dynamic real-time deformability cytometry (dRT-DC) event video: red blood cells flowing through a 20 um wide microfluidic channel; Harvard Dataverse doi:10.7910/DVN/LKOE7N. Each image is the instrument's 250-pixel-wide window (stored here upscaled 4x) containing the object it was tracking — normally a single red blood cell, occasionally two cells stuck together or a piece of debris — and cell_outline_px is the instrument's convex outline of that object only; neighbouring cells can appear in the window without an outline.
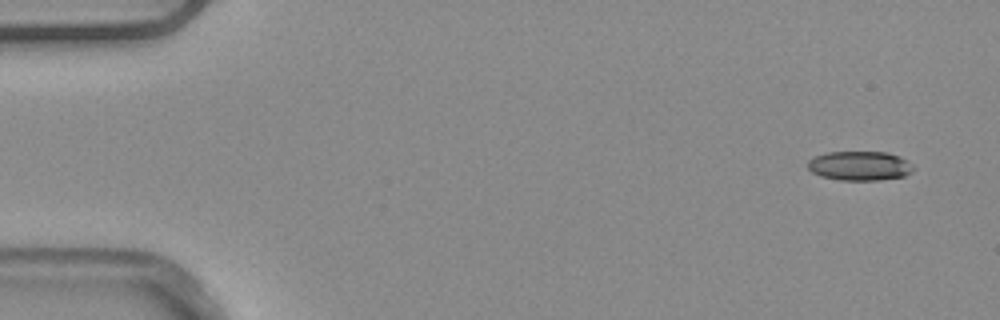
{"species": "common noctule bat (a hibernating species)", "species_latin": "Nyctalus noctula", "temperature_condition": "warm", "stored_images_in_passage": 4, "camera_frame_rate_fps": 3000, "um_per_image_px": 0.085, "animal": {"sex": "male", "body_mass_g": 20.4}, "frame": {"image": 1, "passage_image": 1, "time_ms": 0.0, "image_size_px": [1000, 320], "cell_outline_px": [[916, 168], [912, 172], [904, 176], [880, 180], [840, 180], [820, 176], [812, 172], [808, 168], [808, 160], [816, 156], [828, 152], [888, 152], [900, 156]], "centroid_in_image_um": [73.09, 14.1], "position_along_channel_um": 11.9, "area_um2": 18.09}}